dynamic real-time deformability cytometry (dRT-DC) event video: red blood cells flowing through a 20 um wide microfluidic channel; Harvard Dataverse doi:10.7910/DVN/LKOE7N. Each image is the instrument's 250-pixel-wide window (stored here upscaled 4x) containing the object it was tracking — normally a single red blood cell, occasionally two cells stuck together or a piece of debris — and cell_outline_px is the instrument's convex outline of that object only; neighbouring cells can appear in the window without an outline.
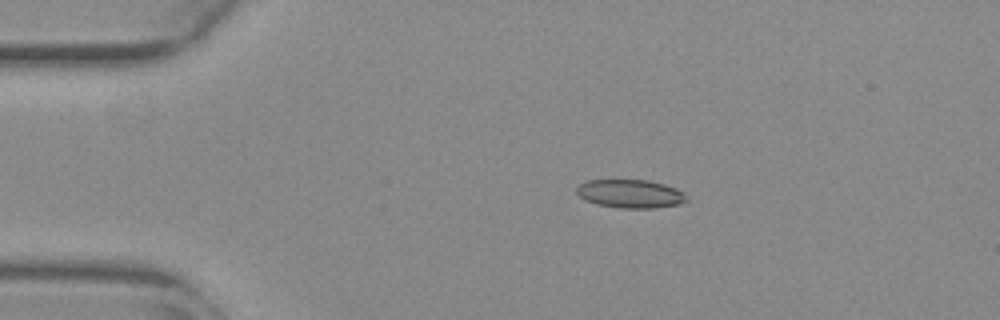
{"species": "common noctule bat (a hibernating species)", "species_latin": "Nyctalus noctula", "temperature_condition": "warm", "stored_images_in_passage": 9, "camera_frame_rate_fps": 3000, "um_per_image_px": 0.085, "animal": {"sex": "female", "body_mass_g": 29.2, "forearm_length_mm": 56.3}, "frame": {"image": 1, "passage_image": 1, "time_ms": 0.0, "image_size_px": [1000, 320], "cell_outline_px": [[688, 200], [680, 204], [656, 208], [620, 208], [596, 204], [584, 200], [576, 192], [576, 188], [580, 184], [588, 180], [648, 180], [664, 184], [676, 188], [684, 192], [688, 196]], "centroid_in_image_um": [53.61, 16.47], "position_along_channel_um": 31.4, "area_um2": 18.38}}
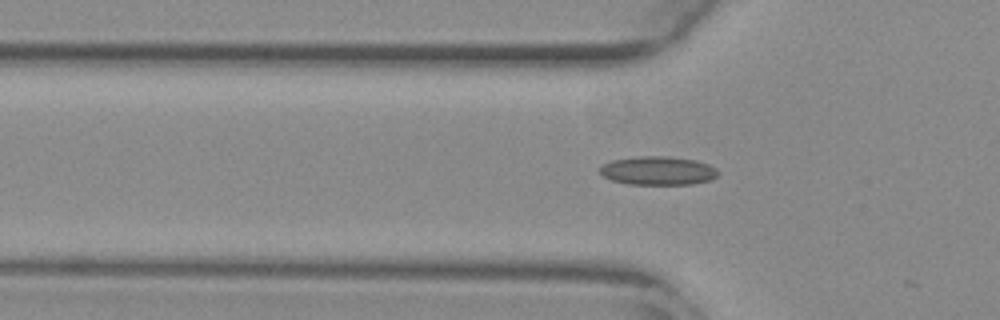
{"frame": {"image": 2, "passage_image": 8, "time_ms": 2.333, "image_size_px": [1000, 320], "cell_outline_px": [[720, 172], [712, 180], [692, 184], [628, 184], [612, 180], [604, 176], [600, 172], [600, 168], [604, 164], [612, 160], [640, 156], [664, 156], [696, 160], [708, 164], [716, 168]], "centroid_in_image_um": [55.96, 14.51], "position_along_channel_um": 69.8, "area_um2": 19.65}}